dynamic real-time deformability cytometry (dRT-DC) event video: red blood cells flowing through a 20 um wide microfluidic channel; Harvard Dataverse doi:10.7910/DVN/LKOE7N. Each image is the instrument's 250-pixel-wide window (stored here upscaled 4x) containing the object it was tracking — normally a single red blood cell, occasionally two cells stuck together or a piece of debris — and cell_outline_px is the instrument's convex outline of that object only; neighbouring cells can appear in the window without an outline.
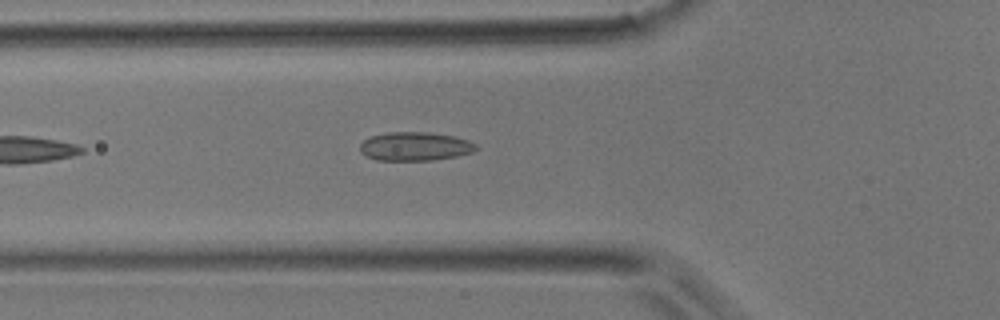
{"species": "common noctule bat (a hibernating species)", "species_latin": "Nyctalus noctula", "temperature_condition": "room temperature", "stored_images_in_passage": 6, "camera_frame_rate_fps": 3000, "um_per_image_px": 0.085, "animal": {"sex": "male", "body_mass_g": 17.9}, "frame": {"image": 1, "passage_image": 5, "time_ms": 1.333, "image_size_px": [1000, 320], "cell_outline_px": [[476, 148], [472, 152], [456, 156], [432, 160], [376, 160], [364, 156], [360, 152], [360, 144], [364, 140], [372, 136], [388, 132], [428, 132], [456, 136], [468, 140], [476, 144]], "centroid_in_image_um": [35.25, 12.44], "position_along_channel_um": 90.5, "area_um2": 19.42}}